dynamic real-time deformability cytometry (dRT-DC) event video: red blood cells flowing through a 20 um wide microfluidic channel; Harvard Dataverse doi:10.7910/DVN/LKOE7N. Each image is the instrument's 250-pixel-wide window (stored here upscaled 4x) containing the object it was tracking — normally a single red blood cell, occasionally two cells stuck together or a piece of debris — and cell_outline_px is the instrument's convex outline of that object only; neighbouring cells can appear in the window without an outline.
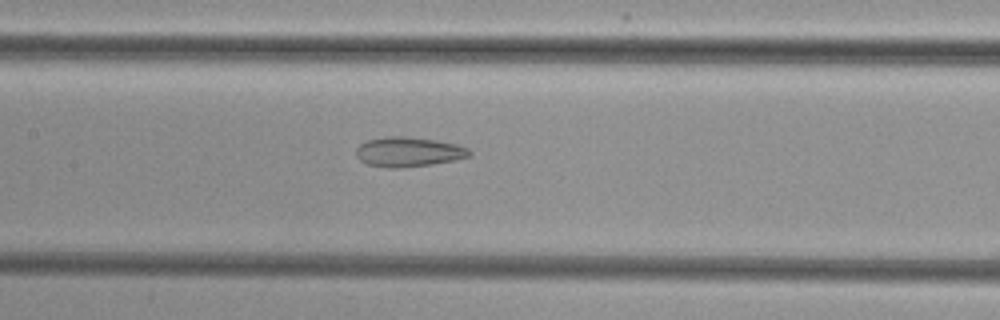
{"species": "common noctule bat (a hibernating species)", "species_latin": "Nyctalus noctula", "temperature_condition": "cold", "stored_images_in_passage": 53, "camera_frame_rate_fps": 3000, "um_per_image_px": 0.085, "animal": {"sex": "female", "body_mass_g": 29.2, "forearm_length_mm": 56.3}, "frame": {"image": 1, "passage_image": 26, "time_ms": 8.333, "image_size_px": [1000, 320], "cell_outline_px": [[472, 156], [456, 160], [432, 164], [400, 168], [388, 168], [364, 164], [356, 156], [356, 148], [360, 144], [368, 140], [392, 136], [404, 136], [436, 140], [456, 144], [468, 148], [472, 152]], "centroid_in_image_um": [34.73, 12.92], "position_along_channel_um": 172.7, "area_um2": 19.77}}
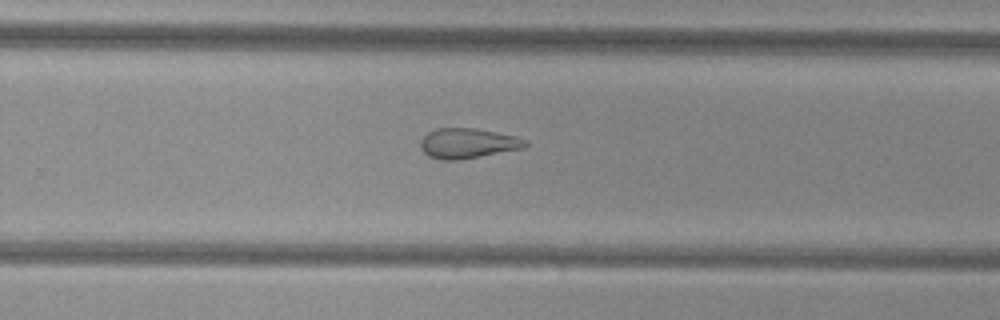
{"frame": {"image": 2, "passage_image": 35, "time_ms": 11.333, "image_size_px": [1000, 320], "cell_outline_px": [[528, 144], [524, 148], [460, 160], [444, 160], [428, 156], [420, 148], [420, 140], [428, 132], [436, 128], [476, 128], [516, 136], [528, 140]], "centroid_in_image_um": [39.76, 12.18], "position_along_channel_um": 290.0, "area_um2": 18.5}}
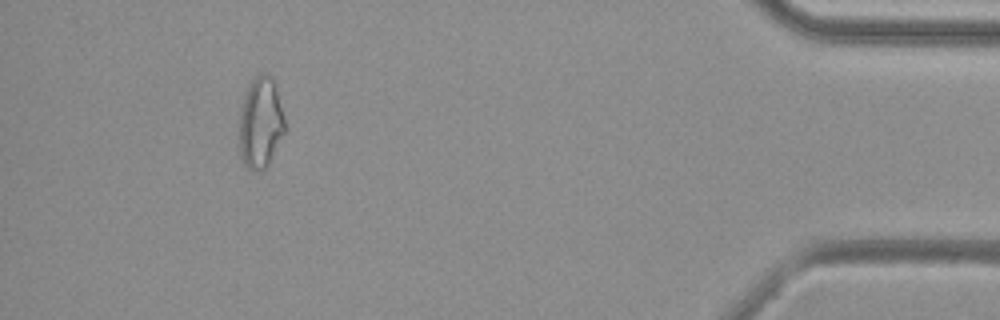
{"frame": {"image": 3, "passage_image": 49, "time_ms": 16.0, "image_size_px": [1000, 320], "cell_outline_px": [[284, 132], [268, 164], [260, 172], [252, 172], [244, 164], [240, 152], [240, 112], [244, 92], [252, 80], [260, 72], [264, 72], [272, 76], [284, 116]], "centroid_in_image_um": [22.13, 10.42], "position_along_channel_um": 413.1, "area_um2": 24.04}}